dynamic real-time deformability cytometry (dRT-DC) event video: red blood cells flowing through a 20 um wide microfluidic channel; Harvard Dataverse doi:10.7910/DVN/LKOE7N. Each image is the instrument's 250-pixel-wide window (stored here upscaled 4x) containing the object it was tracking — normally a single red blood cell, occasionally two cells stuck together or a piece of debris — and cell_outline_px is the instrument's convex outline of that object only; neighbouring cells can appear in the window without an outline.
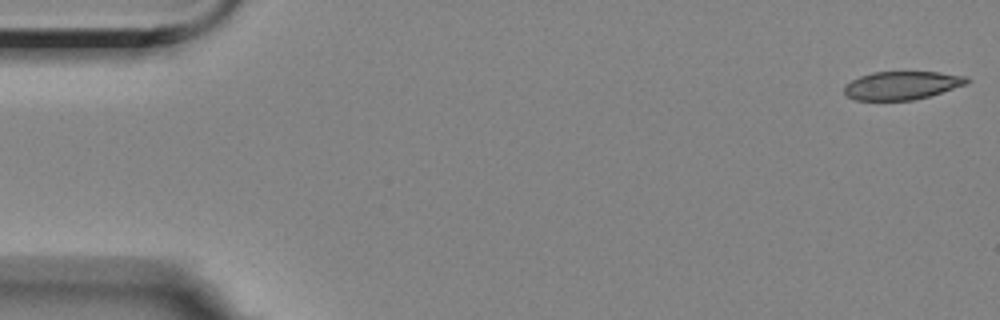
{"species": "Egyptian fruit bat (a non-hibernating species)", "species_latin": "Rousettus aegyptiacus", "temperature_condition": "room temperature", "stored_images_in_passage": 56, "camera_frame_rate_fps": 3000, "um_per_image_px": 0.085, "animal": {"sex": "female"}, "frame": {"image": 1, "passage_image": 1, "time_ms": 0.0, "image_size_px": [1000, 320], "cell_outline_px": [[972, 80], [968, 84], [928, 96], [912, 100], [856, 100], [848, 96], [844, 92], [844, 84], [860, 76], [872, 72], [940, 72], [968, 76]], "centroid_in_image_um": [76.69, 7.25], "position_along_channel_um": 8.3, "area_um2": 20.29}}
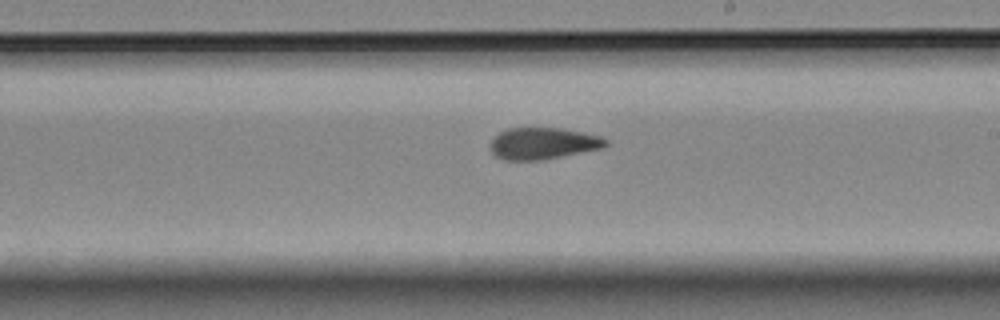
{"frame": {"image": 2, "passage_image": 32, "time_ms": 10.333, "image_size_px": [1000, 320], "cell_outline_px": [[608, 144], [604, 148], [540, 160], [504, 160], [492, 156], [488, 148], [488, 144], [500, 132], [508, 128], [564, 128], [600, 136], [608, 140]], "centroid_in_image_um": [46.11, 12.2], "position_along_channel_um": 242.9, "area_um2": 21.56}}
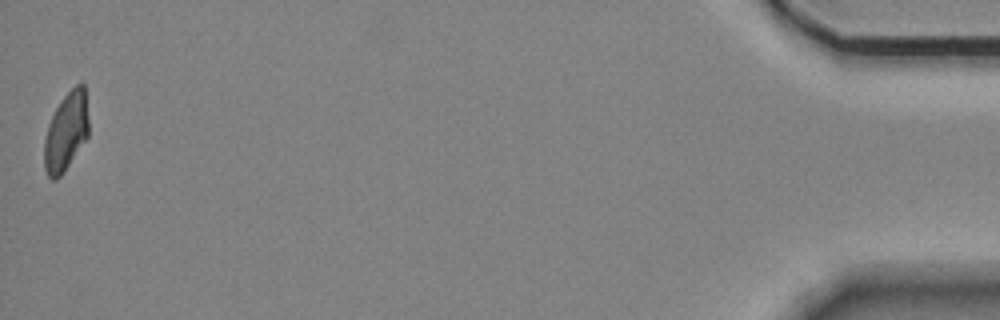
{"frame": {"image": 3, "passage_image": 56, "time_ms": 18.333, "image_size_px": [1000, 320], "cell_outline_px": [[88, 136], [64, 172], [56, 180], [52, 180], [48, 176], [44, 168], [44, 140], [48, 124], [60, 100], [76, 84], [84, 84], [88, 120]], "centroid_in_image_um": [5.6, 11.22], "position_along_channel_um": 429.6, "area_um2": 20.23}, "authors_computed_cell_mechanics": {"area_um2": 21.675, "velocity_mm_per_s": 3.5062, "shape_relaxation_time_tau1_ms": null, "shape_relaxation_time_tau2_ms": 2.4578, "deformation_change_tau1": null, "deformation_change_tau2": 0.0785}}